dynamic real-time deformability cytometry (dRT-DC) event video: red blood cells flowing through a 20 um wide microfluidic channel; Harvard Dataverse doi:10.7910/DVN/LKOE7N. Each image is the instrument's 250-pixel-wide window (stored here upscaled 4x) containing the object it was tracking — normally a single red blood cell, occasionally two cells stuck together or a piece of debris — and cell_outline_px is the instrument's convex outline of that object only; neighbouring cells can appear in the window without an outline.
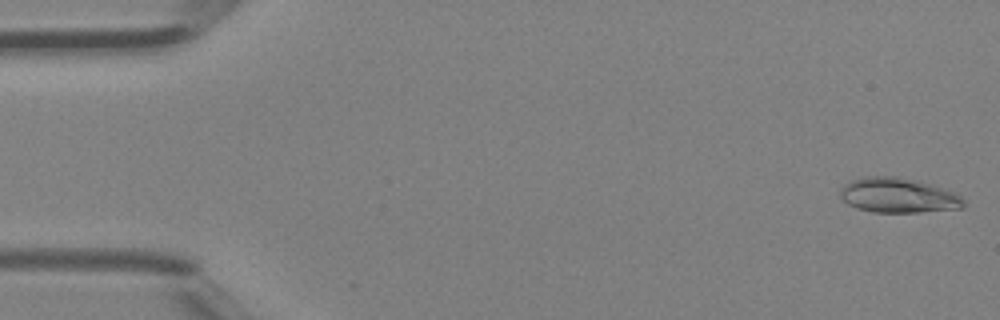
{"species": "Egyptian fruit bat (a non-hibernating species)", "species_latin": "Rousettus aegyptiacus", "temperature_condition": "room temperature", "stored_images_in_passage": 4, "camera_frame_rate_fps": 3000, "um_per_image_px": 0.085, "animal": {"sex": "female"}, "frame": {"image": 1, "passage_image": 1, "time_ms": 0.0, "image_size_px": [1000, 320], "cell_outline_px": [[964, 208], [920, 212], [872, 212], [856, 208], [848, 204], [840, 196], [840, 192], [844, 184], [852, 180], [864, 176], [900, 176], [928, 184], [952, 192], [960, 196], [964, 200]], "centroid_in_image_um": [76.31, 16.61], "position_along_channel_um": 8.7, "area_um2": 24.91}}